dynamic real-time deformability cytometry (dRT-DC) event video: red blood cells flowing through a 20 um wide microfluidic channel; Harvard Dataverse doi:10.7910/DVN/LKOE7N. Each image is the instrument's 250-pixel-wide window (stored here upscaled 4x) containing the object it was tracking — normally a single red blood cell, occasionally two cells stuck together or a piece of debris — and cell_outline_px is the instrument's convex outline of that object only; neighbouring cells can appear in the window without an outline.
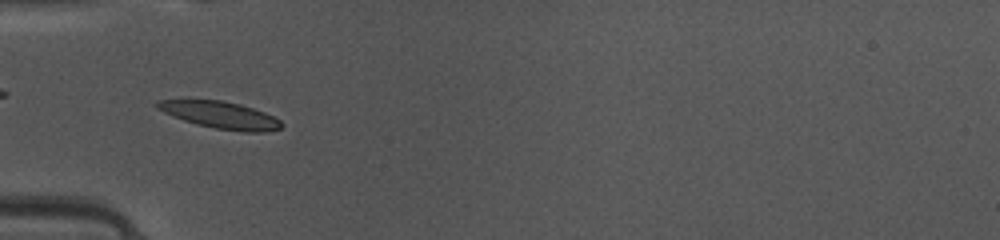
{"species": "common noctule bat (a hibernating species)", "species_latin": "Nyctalus noctula", "temperature_condition": "warm", "stored_images_in_passage": 48, "camera_frame_rate_fps": 3000, "um_per_image_px": 0.085, "animal": {"sex": "female", "body_mass_g": 10.0, "forearm_length_mm": 53.1}, "frame": {"image": 1, "passage_image": 16, "time_ms": 5.0, "image_size_px": [1000, 240], "cell_outline_px": [[284, 124], [280, 128], [264, 132], [244, 132], [216, 128], [196, 124], [184, 120], [164, 112], [156, 108], [156, 100], [220, 100], [240, 104], [264, 112], [280, 120]], "centroid_in_image_um": [18.75, 9.78], "position_along_channel_um": 66.3, "area_um2": 19.31}}
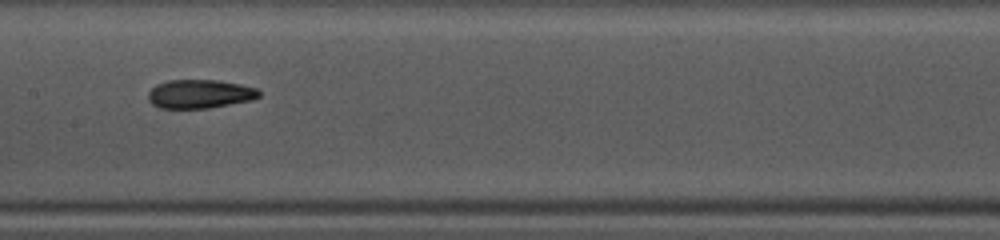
{"frame": {"image": 2, "passage_image": 25, "time_ms": 8.0, "image_size_px": [1000, 240], "cell_outline_px": [[260, 96], [252, 100], [208, 108], [160, 108], [152, 104], [148, 100], [148, 92], [156, 84], [168, 80], [216, 80], [240, 84], [256, 88], [260, 92]], "centroid_in_image_um": [16.96, 7.98], "position_along_channel_um": 190.4, "area_um2": 18.55}}
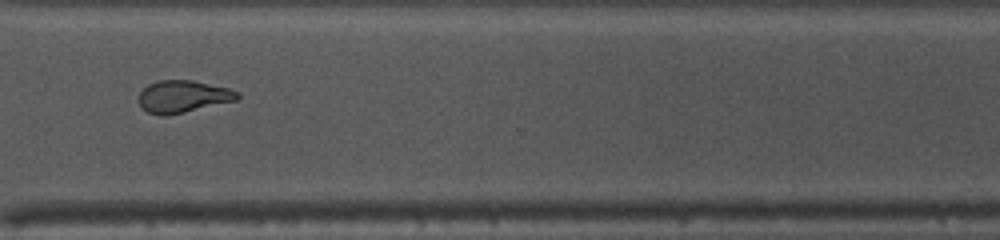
{"frame": {"image": 3, "passage_image": 37, "time_ms": 12.0, "image_size_px": [1000, 240], "cell_outline_px": [[240, 96], [236, 100], [168, 116], [160, 116], [148, 112], [136, 100], [140, 92], [148, 84], [160, 80], [192, 80], [228, 88], [236, 92]], "centroid_in_image_um": [15.5, 8.21], "position_along_channel_um": 355.1, "area_um2": 18.44}, "authors_computed_cell_mechanics": {"area_um2": 19.074, "velocity_mm_per_s": 4.1273, "shape_relaxation_time_tau1_ms": 4.7289, "shape_relaxation_time_tau2_ms": 2.1318, "deformation_change_tau1": 0.1845, "deformation_change_tau2": 0.0881}}